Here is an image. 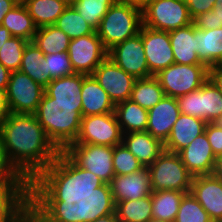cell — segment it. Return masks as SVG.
I'll use <instances>...</instances> for the list:
<instances>
[{"instance_id":"49","label":"cell","mask_w":222,"mask_h":222,"mask_svg":"<svg viewBox=\"0 0 222 222\" xmlns=\"http://www.w3.org/2000/svg\"><path fill=\"white\" fill-rule=\"evenodd\" d=\"M114 3L134 7L139 11H143L148 0H113Z\"/></svg>"},{"instance_id":"31","label":"cell","mask_w":222,"mask_h":222,"mask_svg":"<svg viewBox=\"0 0 222 222\" xmlns=\"http://www.w3.org/2000/svg\"><path fill=\"white\" fill-rule=\"evenodd\" d=\"M70 38L55 25L42 26L37 29L33 42L44 55L68 52Z\"/></svg>"},{"instance_id":"51","label":"cell","mask_w":222,"mask_h":222,"mask_svg":"<svg viewBox=\"0 0 222 222\" xmlns=\"http://www.w3.org/2000/svg\"><path fill=\"white\" fill-rule=\"evenodd\" d=\"M10 73L11 72L0 63V88H7Z\"/></svg>"},{"instance_id":"35","label":"cell","mask_w":222,"mask_h":222,"mask_svg":"<svg viewBox=\"0 0 222 222\" xmlns=\"http://www.w3.org/2000/svg\"><path fill=\"white\" fill-rule=\"evenodd\" d=\"M202 120L212 123L222 115V93L208 79L201 86Z\"/></svg>"},{"instance_id":"8","label":"cell","mask_w":222,"mask_h":222,"mask_svg":"<svg viewBox=\"0 0 222 222\" xmlns=\"http://www.w3.org/2000/svg\"><path fill=\"white\" fill-rule=\"evenodd\" d=\"M41 198L30 182H0V222H18Z\"/></svg>"},{"instance_id":"38","label":"cell","mask_w":222,"mask_h":222,"mask_svg":"<svg viewBox=\"0 0 222 222\" xmlns=\"http://www.w3.org/2000/svg\"><path fill=\"white\" fill-rule=\"evenodd\" d=\"M175 222H213V220L191 192H188L183 196Z\"/></svg>"},{"instance_id":"21","label":"cell","mask_w":222,"mask_h":222,"mask_svg":"<svg viewBox=\"0 0 222 222\" xmlns=\"http://www.w3.org/2000/svg\"><path fill=\"white\" fill-rule=\"evenodd\" d=\"M206 124L205 120L181 113L164 143L165 150L178 153L187 147L197 136L204 133Z\"/></svg>"},{"instance_id":"26","label":"cell","mask_w":222,"mask_h":222,"mask_svg":"<svg viewBox=\"0 0 222 222\" xmlns=\"http://www.w3.org/2000/svg\"><path fill=\"white\" fill-rule=\"evenodd\" d=\"M114 113L123 134L146 131L148 110L130 99L116 104Z\"/></svg>"},{"instance_id":"23","label":"cell","mask_w":222,"mask_h":222,"mask_svg":"<svg viewBox=\"0 0 222 222\" xmlns=\"http://www.w3.org/2000/svg\"><path fill=\"white\" fill-rule=\"evenodd\" d=\"M83 74L53 79L46 87L45 93L54 99V102L64 106H82L81 88Z\"/></svg>"},{"instance_id":"22","label":"cell","mask_w":222,"mask_h":222,"mask_svg":"<svg viewBox=\"0 0 222 222\" xmlns=\"http://www.w3.org/2000/svg\"><path fill=\"white\" fill-rule=\"evenodd\" d=\"M82 116L113 113L114 103L93 75L83 74L81 88Z\"/></svg>"},{"instance_id":"39","label":"cell","mask_w":222,"mask_h":222,"mask_svg":"<svg viewBox=\"0 0 222 222\" xmlns=\"http://www.w3.org/2000/svg\"><path fill=\"white\" fill-rule=\"evenodd\" d=\"M112 162L115 175H127L144 168L139 160L123 144L113 147Z\"/></svg>"},{"instance_id":"20","label":"cell","mask_w":222,"mask_h":222,"mask_svg":"<svg viewBox=\"0 0 222 222\" xmlns=\"http://www.w3.org/2000/svg\"><path fill=\"white\" fill-rule=\"evenodd\" d=\"M122 144L146 168L165 151L164 143L147 131L123 134Z\"/></svg>"},{"instance_id":"34","label":"cell","mask_w":222,"mask_h":222,"mask_svg":"<svg viewBox=\"0 0 222 222\" xmlns=\"http://www.w3.org/2000/svg\"><path fill=\"white\" fill-rule=\"evenodd\" d=\"M54 25L70 39L86 36L96 31L73 6H68Z\"/></svg>"},{"instance_id":"42","label":"cell","mask_w":222,"mask_h":222,"mask_svg":"<svg viewBox=\"0 0 222 222\" xmlns=\"http://www.w3.org/2000/svg\"><path fill=\"white\" fill-rule=\"evenodd\" d=\"M198 29H216L222 27V0H216L211 11L199 14L193 19Z\"/></svg>"},{"instance_id":"33","label":"cell","mask_w":222,"mask_h":222,"mask_svg":"<svg viewBox=\"0 0 222 222\" xmlns=\"http://www.w3.org/2000/svg\"><path fill=\"white\" fill-rule=\"evenodd\" d=\"M165 96L159 80L155 76L136 79L130 100L149 110Z\"/></svg>"},{"instance_id":"3","label":"cell","mask_w":222,"mask_h":222,"mask_svg":"<svg viewBox=\"0 0 222 222\" xmlns=\"http://www.w3.org/2000/svg\"><path fill=\"white\" fill-rule=\"evenodd\" d=\"M82 106H64L44 93L35 116L48 138L62 152L75 142L80 131Z\"/></svg>"},{"instance_id":"15","label":"cell","mask_w":222,"mask_h":222,"mask_svg":"<svg viewBox=\"0 0 222 222\" xmlns=\"http://www.w3.org/2000/svg\"><path fill=\"white\" fill-rule=\"evenodd\" d=\"M107 57L136 79L152 76L148 69L142 36L139 33L113 46L108 50Z\"/></svg>"},{"instance_id":"55","label":"cell","mask_w":222,"mask_h":222,"mask_svg":"<svg viewBox=\"0 0 222 222\" xmlns=\"http://www.w3.org/2000/svg\"><path fill=\"white\" fill-rule=\"evenodd\" d=\"M218 128L222 129V115L219 116L215 121L212 122Z\"/></svg>"},{"instance_id":"43","label":"cell","mask_w":222,"mask_h":222,"mask_svg":"<svg viewBox=\"0 0 222 222\" xmlns=\"http://www.w3.org/2000/svg\"><path fill=\"white\" fill-rule=\"evenodd\" d=\"M0 182H29L24 179L8 160L0 134Z\"/></svg>"},{"instance_id":"45","label":"cell","mask_w":222,"mask_h":222,"mask_svg":"<svg viewBox=\"0 0 222 222\" xmlns=\"http://www.w3.org/2000/svg\"><path fill=\"white\" fill-rule=\"evenodd\" d=\"M187 4L190 16L194 19L199 14L211 11L216 0H184Z\"/></svg>"},{"instance_id":"57","label":"cell","mask_w":222,"mask_h":222,"mask_svg":"<svg viewBox=\"0 0 222 222\" xmlns=\"http://www.w3.org/2000/svg\"><path fill=\"white\" fill-rule=\"evenodd\" d=\"M148 222H167V221H164L162 219H156V218H151Z\"/></svg>"},{"instance_id":"36","label":"cell","mask_w":222,"mask_h":222,"mask_svg":"<svg viewBox=\"0 0 222 222\" xmlns=\"http://www.w3.org/2000/svg\"><path fill=\"white\" fill-rule=\"evenodd\" d=\"M113 4V0H77L73 7L96 30Z\"/></svg>"},{"instance_id":"24","label":"cell","mask_w":222,"mask_h":222,"mask_svg":"<svg viewBox=\"0 0 222 222\" xmlns=\"http://www.w3.org/2000/svg\"><path fill=\"white\" fill-rule=\"evenodd\" d=\"M195 51L199 60L208 68L222 63V27L198 29L194 25Z\"/></svg>"},{"instance_id":"28","label":"cell","mask_w":222,"mask_h":222,"mask_svg":"<svg viewBox=\"0 0 222 222\" xmlns=\"http://www.w3.org/2000/svg\"><path fill=\"white\" fill-rule=\"evenodd\" d=\"M19 71L27 74L44 88L52 81L46 74L44 53L33 41H28L26 44Z\"/></svg>"},{"instance_id":"5","label":"cell","mask_w":222,"mask_h":222,"mask_svg":"<svg viewBox=\"0 0 222 222\" xmlns=\"http://www.w3.org/2000/svg\"><path fill=\"white\" fill-rule=\"evenodd\" d=\"M147 169L152 192L161 190L190 192L194 176L182 163L178 153L165 150Z\"/></svg>"},{"instance_id":"29","label":"cell","mask_w":222,"mask_h":222,"mask_svg":"<svg viewBox=\"0 0 222 222\" xmlns=\"http://www.w3.org/2000/svg\"><path fill=\"white\" fill-rule=\"evenodd\" d=\"M185 192L161 190L152 192V217L167 222H175L179 206Z\"/></svg>"},{"instance_id":"6","label":"cell","mask_w":222,"mask_h":222,"mask_svg":"<svg viewBox=\"0 0 222 222\" xmlns=\"http://www.w3.org/2000/svg\"><path fill=\"white\" fill-rule=\"evenodd\" d=\"M155 77L159 80L165 96L177 98L198 90L209 79V68L204 64L173 63Z\"/></svg>"},{"instance_id":"53","label":"cell","mask_w":222,"mask_h":222,"mask_svg":"<svg viewBox=\"0 0 222 222\" xmlns=\"http://www.w3.org/2000/svg\"><path fill=\"white\" fill-rule=\"evenodd\" d=\"M37 222H62L53 212L47 211Z\"/></svg>"},{"instance_id":"2","label":"cell","mask_w":222,"mask_h":222,"mask_svg":"<svg viewBox=\"0 0 222 222\" xmlns=\"http://www.w3.org/2000/svg\"><path fill=\"white\" fill-rule=\"evenodd\" d=\"M112 161V146L69 144L61 152L58 177L42 194L48 210L63 200L96 198L115 176Z\"/></svg>"},{"instance_id":"12","label":"cell","mask_w":222,"mask_h":222,"mask_svg":"<svg viewBox=\"0 0 222 222\" xmlns=\"http://www.w3.org/2000/svg\"><path fill=\"white\" fill-rule=\"evenodd\" d=\"M52 212L62 222H119L114 209L96 198L63 200Z\"/></svg>"},{"instance_id":"7","label":"cell","mask_w":222,"mask_h":222,"mask_svg":"<svg viewBox=\"0 0 222 222\" xmlns=\"http://www.w3.org/2000/svg\"><path fill=\"white\" fill-rule=\"evenodd\" d=\"M193 23L184 0H148L142 11V25L172 31Z\"/></svg>"},{"instance_id":"54","label":"cell","mask_w":222,"mask_h":222,"mask_svg":"<svg viewBox=\"0 0 222 222\" xmlns=\"http://www.w3.org/2000/svg\"><path fill=\"white\" fill-rule=\"evenodd\" d=\"M12 37L7 28L0 26V48L2 45Z\"/></svg>"},{"instance_id":"41","label":"cell","mask_w":222,"mask_h":222,"mask_svg":"<svg viewBox=\"0 0 222 222\" xmlns=\"http://www.w3.org/2000/svg\"><path fill=\"white\" fill-rule=\"evenodd\" d=\"M176 99L182 114L202 119L201 87Z\"/></svg>"},{"instance_id":"56","label":"cell","mask_w":222,"mask_h":222,"mask_svg":"<svg viewBox=\"0 0 222 222\" xmlns=\"http://www.w3.org/2000/svg\"><path fill=\"white\" fill-rule=\"evenodd\" d=\"M65 3L67 6H73L77 0H59Z\"/></svg>"},{"instance_id":"48","label":"cell","mask_w":222,"mask_h":222,"mask_svg":"<svg viewBox=\"0 0 222 222\" xmlns=\"http://www.w3.org/2000/svg\"><path fill=\"white\" fill-rule=\"evenodd\" d=\"M6 89L7 88H0V124L10 114Z\"/></svg>"},{"instance_id":"32","label":"cell","mask_w":222,"mask_h":222,"mask_svg":"<svg viewBox=\"0 0 222 222\" xmlns=\"http://www.w3.org/2000/svg\"><path fill=\"white\" fill-rule=\"evenodd\" d=\"M112 208L119 222H148L152 218L151 195L117 202Z\"/></svg>"},{"instance_id":"30","label":"cell","mask_w":222,"mask_h":222,"mask_svg":"<svg viewBox=\"0 0 222 222\" xmlns=\"http://www.w3.org/2000/svg\"><path fill=\"white\" fill-rule=\"evenodd\" d=\"M24 5L38 28L54 25L68 7L59 0H27Z\"/></svg>"},{"instance_id":"1","label":"cell","mask_w":222,"mask_h":222,"mask_svg":"<svg viewBox=\"0 0 222 222\" xmlns=\"http://www.w3.org/2000/svg\"><path fill=\"white\" fill-rule=\"evenodd\" d=\"M0 134L11 165L43 194L58 177L61 151L48 138L35 114L10 112L0 124Z\"/></svg>"},{"instance_id":"17","label":"cell","mask_w":222,"mask_h":222,"mask_svg":"<svg viewBox=\"0 0 222 222\" xmlns=\"http://www.w3.org/2000/svg\"><path fill=\"white\" fill-rule=\"evenodd\" d=\"M191 194L213 222H222V180L213 174L194 176Z\"/></svg>"},{"instance_id":"13","label":"cell","mask_w":222,"mask_h":222,"mask_svg":"<svg viewBox=\"0 0 222 222\" xmlns=\"http://www.w3.org/2000/svg\"><path fill=\"white\" fill-rule=\"evenodd\" d=\"M108 51L104 48L96 31L92 34L71 39L68 47V56L75 73L92 75L95 69L107 57Z\"/></svg>"},{"instance_id":"11","label":"cell","mask_w":222,"mask_h":222,"mask_svg":"<svg viewBox=\"0 0 222 222\" xmlns=\"http://www.w3.org/2000/svg\"><path fill=\"white\" fill-rule=\"evenodd\" d=\"M123 133L115 113L82 116L80 131L71 144L117 146L122 144Z\"/></svg>"},{"instance_id":"25","label":"cell","mask_w":222,"mask_h":222,"mask_svg":"<svg viewBox=\"0 0 222 222\" xmlns=\"http://www.w3.org/2000/svg\"><path fill=\"white\" fill-rule=\"evenodd\" d=\"M173 56L176 64H203L195 51L194 24L169 31Z\"/></svg>"},{"instance_id":"37","label":"cell","mask_w":222,"mask_h":222,"mask_svg":"<svg viewBox=\"0 0 222 222\" xmlns=\"http://www.w3.org/2000/svg\"><path fill=\"white\" fill-rule=\"evenodd\" d=\"M27 43L24 38L12 36L0 48V63L10 72L19 71Z\"/></svg>"},{"instance_id":"46","label":"cell","mask_w":222,"mask_h":222,"mask_svg":"<svg viewBox=\"0 0 222 222\" xmlns=\"http://www.w3.org/2000/svg\"><path fill=\"white\" fill-rule=\"evenodd\" d=\"M47 211L48 208L41 198L18 222H37Z\"/></svg>"},{"instance_id":"27","label":"cell","mask_w":222,"mask_h":222,"mask_svg":"<svg viewBox=\"0 0 222 222\" xmlns=\"http://www.w3.org/2000/svg\"><path fill=\"white\" fill-rule=\"evenodd\" d=\"M1 26L8 29L12 36L32 41L38 27L29 15L24 4H17L4 17Z\"/></svg>"},{"instance_id":"58","label":"cell","mask_w":222,"mask_h":222,"mask_svg":"<svg viewBox=\"0 0 222 222\" xmlns=\"http://www.w3.org/2000/svg\"><path fill=\"white\" fill-rule=\"evenodd\" d=\"M17 4H24L27 0H14Z\"/></svg>"},{"instance_id":"52","label":"cell","mask_w":222,"mask_h":222,"mask_svg":"<svg viewBox=\"0 0 222 222\" xmlns=\"http://www.w3.org/2000/svg\"><path fill=\"white\" fill-rule=\"evenodd\" d=\"M212 174L215 177L222 179V154L216 156L215 166Z\"/></svg>"},{"instance_id":"18","label":"cell","mask_w":222,"mask_h":222,"mask_svg":"<svg viewBox=\"0 0 222 222\" xmlns=\"http://www.w3.org/2000/svg\"><path fill=\"white\" fill-rule=\"evenodd\" d=\"M178 155L193 176L213 173L216 156L205 132L197 136L187 147L180 150Z\"/></svg>"},{"instance_id":"14","label":"cell","mask_w":222,"mask_h":222,"mask_svg":"<svg viewBox=\"0 0 222 222\" xmlns=\"http://www.w3.org/2000/svg\"><path fill=\"white\" fill-rule=\"evenodd\" d=\"M99 85L107 92L114 105L129 100L136 78L109 57H106L92 74Z\"/></svg>"},{"instance_id":"47","label":"cell","mask_w":222,"mask_h":222,"mask_svg":"<svg viewBox=\"0 0 222 222\" xmlns=\"http://www.w3.org/2000/svg\"><path fill=\"white\" fill-rule=\"evenodd\" d=\"M209 79L222 93V63L209 68Z\"/></svg>"},{"instance_id":"9","label":"cell","mask_w":222,"mask_h":222,"mask_svg":"<svg viewBox=\"0 0 222 222\" xmlns=\"http://www.w3.org/2000/svg\"><path fill=\"white\" fill-rule=\"evenodd\" d=\"M151 194L149 171L144 167L131 174L115 175L96 199L101 204L113 207L117 202L137 200Z\"/></svg>"},{"instance_id":"50","label":"cell","mask_w":222,"mask_h":222,"mask_svg":"<svg viewBox=\"0 0 222 222\" xmlns=\"http://www.w3.org/2000/svg\"><path fill=\"white\" fill-rule=\"evenodd\" d=\"M17 5L14 0H0V26L5 15Z\"/></svg>"},{"instance_id":"4","label":"cell","mask_w":222,"mask_h":222,"mask_svg":"<svg viewBox=\"0 0 222 222\" xmlns=\"http://www.w3.org/2000/svg\"><path fill=\"white\" fill-rule=\"evenodd\" d=\"M142 26V12L114 3L101 19L96 33L108 51L113 46L136 36Z\"/></svg>"},{"instance_id":"40","label":"cell","mask_w":222,"mask_h":222,"mask_svg":"<svg viewBox=\"0 0 222 222\" xmlns=\"http://www.w3.org/2000/svg\"><path fill=\"white\" fill-rule=\"evenodd\" d=\"M46 74L53 79L74 74L68 52L44 55Z\"/></svg>"},{"instance_id":"44","label":"cell","mask_w":222,"mask_h":222,"mask_svg":"<svg viewBox=\"0 0 222 222\" xmlns=\"http://www.w3.org/2000/svg\"><path fill=\"white\" fill-rule=\"evenodd\" d=\"M208 142L211 145L215 156L222 154V129L218 128L213 123H207L205 127Z\"/></svg>"},{"instance_id":"19","label":"cell","mask_w":222,"mask_h":222,"mask_svg":"<svg viewBox=\"0 0 222 222\" xmlns=\"http://www.w3.org/2000/svg\"><path fill=\"white\" fill-rule=\"evenodd\" d=\"M180 114L177 99L164 96L155 106L148 110L146 131L154 138L165 143Z\"/></svg>"},{"instance_id":"10","label":"cell","mask_w":222,"mask_h":222,"mask_svg":"<svg viewBox=\"0 0 222 222\" xmlns=\"http://www.w3.org/2000/svg\"><path fill=\"white\" fill-rule=\"evenodd\" d=\"M10 112L35 114L45 93V88L21 71L10 73L6 89Z\"/></svg>"},{"instance_id":"16","label":"cell","mask_w":222,"mask_h":222,"mask_svg":"<svg viewBox=\"0 0 222 222\" xmlns=\"http://www.w3.org/2000/svg\"><path fill=\"white\" fill-rule=\"evenodd\" d=\"M149 72L152 76L175 63L169 32L142 25L139 31Z\"/></svg>"}]
</instances>
